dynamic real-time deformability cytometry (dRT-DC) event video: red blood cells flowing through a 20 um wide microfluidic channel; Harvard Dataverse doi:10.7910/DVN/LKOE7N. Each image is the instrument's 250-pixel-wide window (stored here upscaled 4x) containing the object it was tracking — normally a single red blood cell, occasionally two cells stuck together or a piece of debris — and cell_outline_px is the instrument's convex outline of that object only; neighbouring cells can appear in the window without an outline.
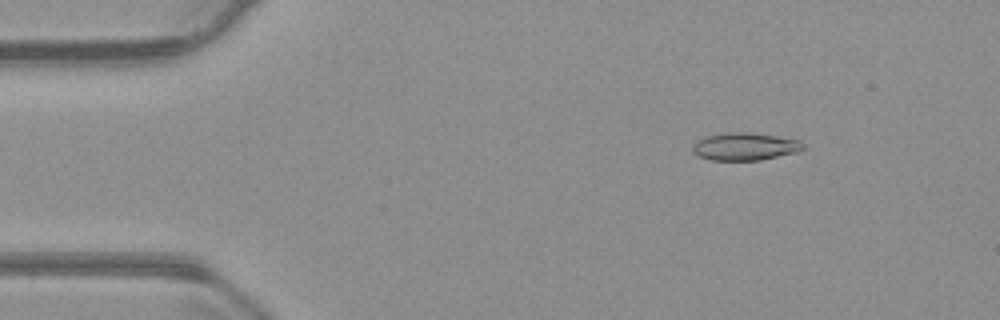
{"species": "common noctule bat (a hibernating species)", "species_latin": "Nyctalus noctula", "temperature_condition": "warm", "stored_images_in_passage": 48, "camera_frame_rate_fps": 3000, "um_per_image_px": 0.085, "animal": {"sex": "male", "body_mass_g": 23.1, "forearm_length_mm": 52.7}, "frame": {"image": 1, "passage_image": 1, "time_ms": 0.0, "image_size_px": [1000, 320], "cell_outline_px": [[804, 148], [800, 152], [760, 160], [712, 160], [696, 156], [692, 152], [692, 144], [696, 140], [708, 136], [728, 132], [748, 132], [776, 136], [800, 140], [804, 144]], "centroid_in_image_um": [63.31, 12.46], "position_along_channel_um": 21.7, "area_um2": 17.98}}
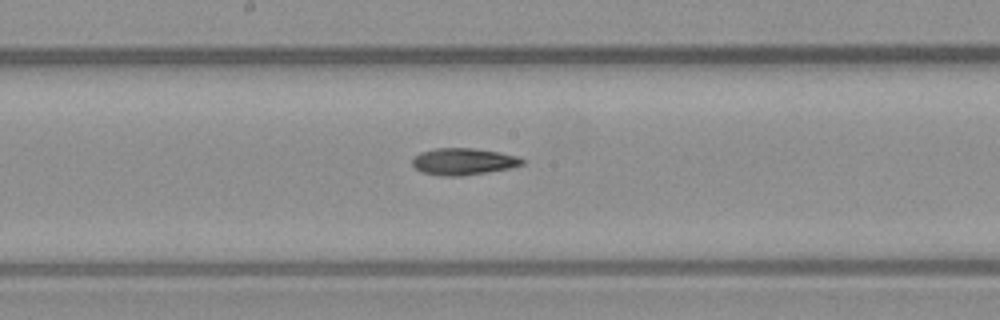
{"frame": {"image": 2, "passage_image": 22, "time_ms": 7.0, "image_size_px": [1000, 320], "cell_outline_px": [[524, 164], [508, 168], [460, 176], [444, 176], [420, 172], [412, 164], [412, 156], [420, 152], [436, 148], [472, 148], [500, 152], [516, 156], [524, 160]], "centroid_in_image_um": [39.33, 13.72], "position_along_channel_um": 208.9, "area_um2": 17.05}}
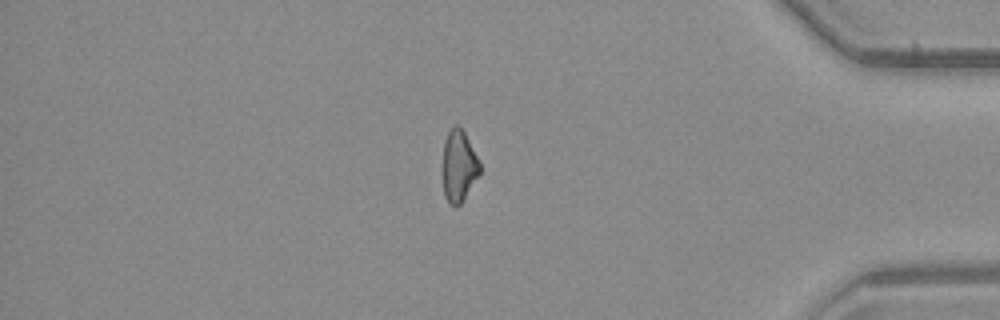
{"frame": {"image": 3, "passage_image": 40, "time_ms": 13.0, "image_size_px": [1000, 320], "cell_outline_px": [[480, 172], [460, 204], [456, 208], [452, 208], [448, 204], [444, 196], [440, 168], [444, 140], [448, 132], [456, 124], [464, 132], [480, 160]], "centroid_in_image_um": [38.94, 14.15], "position_along_channel_um": 396.3, "area_um2": 16.07}}